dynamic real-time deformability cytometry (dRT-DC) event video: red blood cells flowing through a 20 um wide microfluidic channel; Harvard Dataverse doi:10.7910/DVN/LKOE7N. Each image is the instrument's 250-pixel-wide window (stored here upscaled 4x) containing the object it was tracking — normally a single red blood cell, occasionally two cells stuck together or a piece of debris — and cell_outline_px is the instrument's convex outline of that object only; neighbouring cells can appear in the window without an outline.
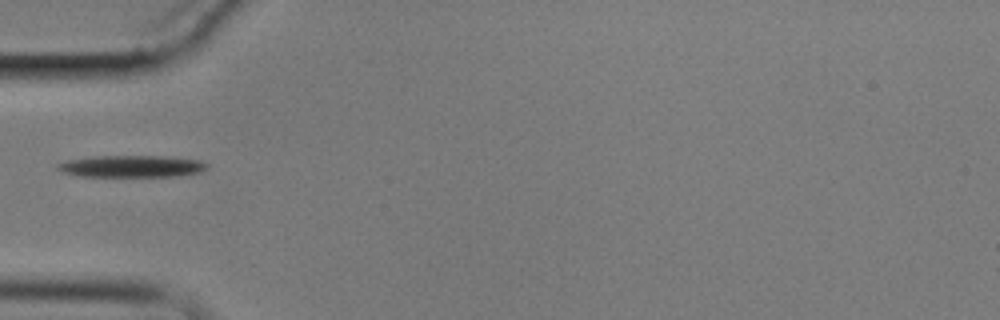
{"species": "common noctule bat (a hibernating species)", "species_latin": "Nyctalus noctula", "temperature_condition": "cold", "stored_images_in_passage": 1, "camera_frame_rate_fps": 3000, "um_per_image_px": 0.085, "animal": {"sex": "male", "body_mass_g": 17.9}, "frame": {"image": 1, "passage_image": 1, "time_ms": 0.0, "image_size_px": [1000, 320], "cell_outline_px": [[208, 168], [200, 172], [172, 176], [80, 176], [64, 172], [56, 168], [56, 164], [68, 160], [92, 156], [164, 156], [200, 160], [208, 164]], "centroid_in_image_um": [11.19, 14.12], "position_along_channel_um": 73.8, "area_um2": 18.9}}